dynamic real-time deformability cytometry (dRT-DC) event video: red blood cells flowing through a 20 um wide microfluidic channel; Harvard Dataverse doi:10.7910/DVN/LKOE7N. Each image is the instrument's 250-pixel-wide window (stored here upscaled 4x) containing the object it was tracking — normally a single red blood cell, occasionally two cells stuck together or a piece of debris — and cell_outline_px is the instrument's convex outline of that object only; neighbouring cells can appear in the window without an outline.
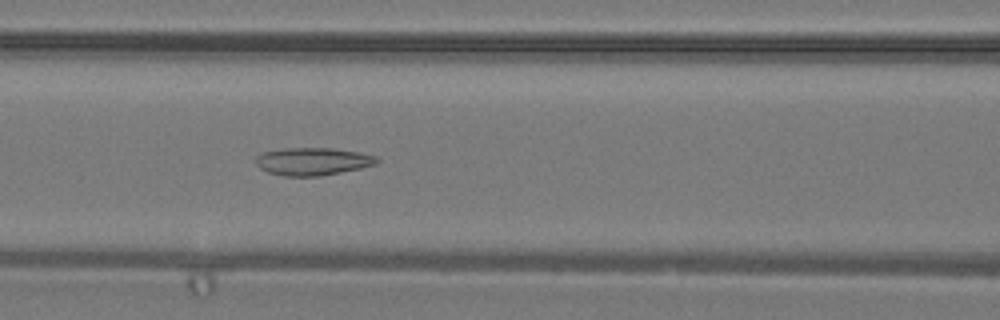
{"species": "common noctule bat (a hibernating species)", "species_latin": "Nyctalus noctula", "temperature_condition": "warm", "stored_images_in_passage": 43, "camera_frame_rate_fps": 3000, "um_per_image_px": 0.085, "animal": {"sex": "male", "body_mass_g": 19.2, "forearm_length_mm": 51.8}, "frame": {"image": 1, "passage_image": 12, "time_ms": 3.667, "image_size_px": [1000, 320], "cell_outline_px": [[380, 160], [376, 164], [360, 168], [320, 176], [284, 176], [268, 172], [260, 168], [256, 164], [256, 156], [260, 152], [284, 148], [332, 148], [360, 152], [376, 156]], "centroid_in_image_um": [26.56, 13.71], "position_along_channel_um": 140.0, "area_um2": 19.59}}
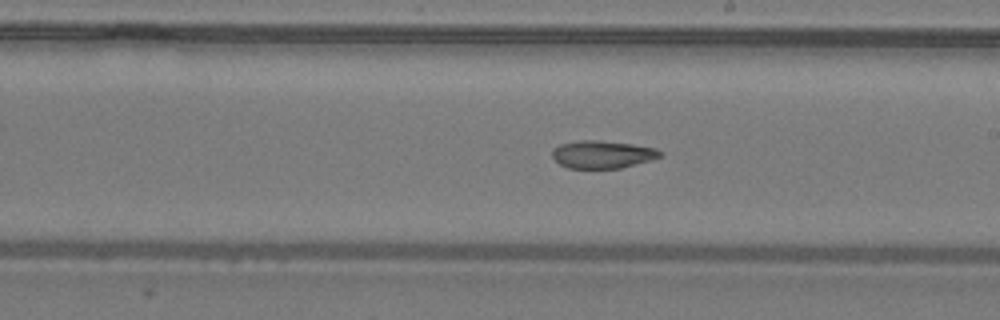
{"frame": {"image": 2, "passage_image": 19, "time_ms": 6.0, "image_size_px": [1000, 320], "cell_outline_px": [[660, 156], [652, 160], [620, 168], [568, 168], [560, 164], [552, 156], [552, 148], [560, 144], [580, 140], [600, 140], [632, 144], [656, 148], [660, 152]], "centroid_in_image_um": [51.18, 13.12], "position_along_channel_um": 237.8, "area_um2": 17.34}}
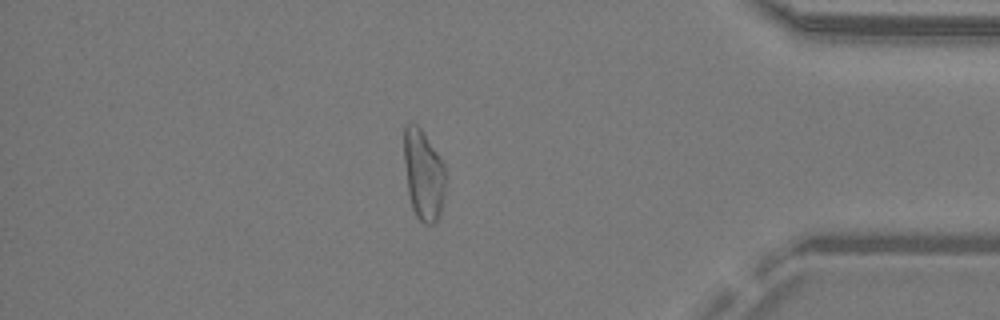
{"frame": {"image": 3, "passage_image": 35, "time_ms": 11.333, "image_size_px": [1000, 320], "cell_outline_px": [[444, 196], [440, 216], [432, 224], [424, 224], [416, 216], [412, 208], [408, 192], [404, 164], [404, 124], [416, 124], [424, 132], [444, 164]], "centroid_in_image_um": [35.98, 14.86], "position_along_channel_um": 399.2, "area_um2": 21.85}}